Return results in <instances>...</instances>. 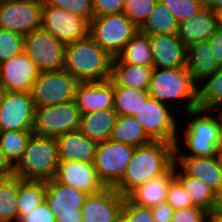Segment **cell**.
<instances>
[{"mask_svg":"<svg viewBox=\"0 0 222 222\" xmlns=\"http://www.w3.org/2000/svg\"><path fill=\"white\" fill-rule=\"evenodd\" d=\"M87 196L85 192L61 184L54 178L46 181L45 201L56 220L82 221L81 208Z\"/></svg>","mask_w":222,"mask_h":222,"instance_id":"cell-15","label":"cell"},{"mask_svg":"<svg viewBox=\"0 0 222 222\" xmlns=\"http://www.w3.org/2000/svg\"><path fill=\"white\" fill-rule=\"evenodd\" d=\"M171 108L175 110L173 111ZM176 111H178L176 108L161 103L149 96L132 116L139 122L152 141H164L175 144L178 135L179 138L181 137L179 132L181 130H178L181 129L178 126L181 122L179 117L181 113L178 112L177 115Z\"/></svg>","mask_w":222,"mask_h":222,"instance_id":"cell-6","label":"cell"},{"mask_svg":"<svg viewBox=\"0 0 222 222\" xmlns=\"http://www.w3.org/2000/svg\"><path fill=\"white\" fill-rule=\"evenodd\" d=\"M217 155L222 154V111L218 110V137L216 142Z\"/></svg>","mask_w":222,"mask_h":222,"instance_id":"cell-49","label":"cell"},{"mask_svg":"<svg viewBox=\"0 0 222 222\" xmlns=\"http://www.w3.org/2000/svg\"><path fill=\"white\" fill-rule=\"evenodd\" d=\"M157 0H125L123 13L140 29Z\"/></svg>","mask_w":222,"mask_h":222,"instance_id":"cell-38","label":"cell"},{"mask_svg":"<svg viewBox=\"0 0 222 222\" xmlns=\"http://www.w3.org/2000/svg\"><path fill=\"white\" fill-rule=\"evenodd\" d=\"M117 58L130 65L153 66L149 36L138 31Z\"/></svg>","mask_w":222,"mask_h":222,"instance_id":"cell-33","label":"cell"},{"mask_svg":"<svg viewBox=\"0 0 222 222\" xmlns=\"http://www.w3.org/2000/svg\"><path fill=\"white\" fill-rule=\"evenodd\" d=\"M56 222H82V221H75V220H56Z\"/></svg>","mask_w":222,"mask_h":222,"instance_id":"cell-54","label":"cell"},{"mask_svg":"<svg viewBox=\"0 0 222 222\" xmlns=\"http://www.w3.org/2000/svg\"><path fill=\"white\" fill-rule=\"evenodd\" d=\"M184 114H186V116L187 114L189 115L186 119H189L190 116L193 117L184 123L187 125L184 128L185 130L181 131L183 132L184 145H182V139H179V137L174 144L175 157L217 156L218 110L195 108ZM181 145L188 150L189 153L184 150V148H181Z\"/></svg>","mask_w":222,"mask_h":222,"instance_id":"cell-3","label":"cell"},{"mask_svg":"<svg viewBox=\"0 0 222 222\" xmlns=\"http://www.w3.org/2000/svg\"><path fill=\"white\" fill-rule=\"evenodd\" d=\"M74 101L81 114L113 108L114 86L106 81L79 82L76 86Z\"/></svg>","mask_w":222,"mask_h":222,"instance_id":"cell-19","label":"cell"},{"mask_svg":"<svg viewBox=\"0 0 222 222\" xmlns=\"http://www.w3.org/2000/svg\"><path fill=\"white\" fill-rule=\"evenodd\" d=\"M218 208L222 211V195L219 197V205Z\"/></svg>","mask_w":222,"mask_h":222,"instance_id":"cell-53","label":"cell"},{"mask_svg":"<svg viewBox=\"0 0 222 222\" xmlns=\"http://www.w3.org/2000/svg\"><path fill=\"white\" fill-rule=\"evenodd\" d=\"M134 148L110 139L98 143L93 164L105 187H114L122 179Z\"/></svg>","mask_w":222,"mask_h":222,"instance_id":"cell-10","label":"cell"},{"mask_svg":"<svg viewBox=\"0 0 222 222\" xmlns=\"http://www.w3.org/2000/svg\"><path fill=\"white\" fill-rule=\"evenodd\" d=\"M59 161L94 163L98 143L87 138L79 130L56 138Z\"/></svg>","mask_w":222,"mask_h":222,"instance_id":"cell-23","label":"cell"},{"mask_svg":"<svg viewBox=\"0 0 222 222\" xmlns=\"http://www.w3.org/2000/svg\"><path fill=\"white\" fill-rule=\"evenodd\" d=\"M205 6L211 8L213 11L222 13V0H204Z\"/></svg>","mask_w":222,"mask_h":222,"instance_id":"cell-51","label":"cell"},{"mask_svg":"<svg viewBox=\"0 0 222 222\" xmlns=\"http://www.w3.org/2000/svg\"><path fill=\"white\" fill-rule=\"evenodd\" d=\"M47 5L64 9L85 18L89 23L94 16L92 0H43Z\"/></svg>","mask_w":222,"mask_h":222,"instance_id":"cell-40","label":"cell"},{"mask_svg":"<svg viewBox=\"0 0 222 222\" xmlns=\"http://www.w3.org/2000/svg\"><path fill=\"white\" fill-rule=\"evenodd\" d=\"M154 66L130 65L113 57L111 78L113 86L148 90Z\"/></svg>","mask_w":222,"mask_h":222,"instance_id":"cell-25","label":"cell"},{"mask_svg":"<svg viewBox=\"0 0 222 222\" xmlns=\"http://www.w3.org/2000/svg\"><path fill=\"white\" fill-rule=\"evenodd\" d=\"M174 148V144L164 141L135 147L125 174L113 188L126 197L142 183L165 174L175 163Z\"/></svg>","mask_w":222,"mask_h":222,"instance_id":"cell-1","label":"cell"},{"mask_svg":"<svg viewBox=\"0 0 222 222\" xmlns=\"http://www.w3.org/2000/svg\"><path fill=\"white\" fill-rule=\"evenodd\" d=\"M35 109L30 93L5 91L0 103V132L32 131Z\"/></svg>","mask_w":222,"mask_h":222,"instance_id":"cell-14","label":"cell"},{"mask_svg":"<svg viewBox=\"0 0 222 222\" xmlns=\"http://www.w3.org/2000/svg\"><path fill=\"white\" fill-rule=\"evenodd\" d=\"M207 212L197 207H186L174 211L171 222H206Z\"/></svg>","mask_w":222,"mask_h":222,"instance_id":"cell-43","label":"cell"},{"mask_svg":"<svg viewBox=\"0 0 222 222\" xmlns=\"http://www.w3.org/2000/svg\"><path fill=\"white\" fill-rule=\"evenodd\" d=\"M43 0L0 1V29L23 36L41 28Z\"/></svg>","mask_w":222,"mask_h":222,"instance_id":"cell-11","label":"cell"},{"mask_svg":"<svg viewBox=\"0 0 222 222\" xmlns=\"http://www.w3.org/2000/svg\"><path fill=\"white\" fill-rule=\"evenodd\" d=\"M81 115L74 100L36 108L32 132L56 139L65 133L79 130Z\"/></svg>","mask_w":222,"mask_h":222,"instance_id":"cell-9","label":"cell"},{"mask_svg":"<svg viewBox=\"0 0 222 222\" xmlns=\"http://www.w3.org/2000/svg\"><path fill=\"white\" fill-rule=\"evenodd\" d=\"M94 16L123 13L125 0H92Z\"/></svg>","mask_w":222,"mask_h":222,"instance_id":"cell-44","label":"cell"},{"mask_svg":"<svg viewBox=\"0 0 222 222\" xmlns=\"http://www.w3.org/2000/svg\"><path fill=\"white\" fill-rule=\"evenodd\" d=\"M46 181L18 178L17 208L19 220L45 201Z\"/></svg>","mask_w":222,"mask_h":222,"instance_id":"cell-32","label":"cell"},{"mask_svg":"<svg viewBox=\"0 0 222 222\" xmlns=\"http://www.w3.org/2000/svg\"><path fill=\"white\" fill-rule=\"evenodd\" d=\"M117 116L114 108L82 114L79 131L97 143L104 142L109 140Z\"/></svg>","mask_w":222,"mask_h":222,"instance_id":"cell-28","label":"cell"},{"mask_svg":"<svg viewBox=\"0 0 222 222\" xmlns=\"http://www.w3.org/2000/svg\"><path fill=\"white\" fill-rule=\"evenodd\" d=\"M18 222H56V218L47 202L44 201L31 212L24 215Z\"/></svg>","mask_w":222,"mask_h":222,"instance_id":"cell-45","label":"cell"},{"mask_svg":"<svg viewBox=\"0 0 222 222\" xmlns=\"http://www.w3.org/2000/svg\"><path fill=\"white\" fill-rule=\"evenodd\" d=\"M58 164L56 139L32 133L13 175L21 180L48 181L55 177Z\"/></svg>","mask_w":222,"mask_h":222,"instance_id":"cell-5","label":"cell"},{"mask_svg":"<svg viewBox=\"0 0 222 222\" xmlns=\"http://www.w3.org/2000/svg\"><path fill=\"white\" fill-rule=\"evenodd\" d=\"M117 222H128L122 215L118 218Z\"/></svg>","mask_w":222,"mask_h":222,"instance_id":"cell-55","label":"cell"},{"mask_svg":"<svg viewBox=\"0 0 222 222\" xmlns=\"http://www.w3.org/2000/svg\"><path fill=\"white\" fill-rule=\"evenodd\" d=\"M121 215L128 222H155L151 208L134 204L127 197L124 198Z\"/></svg>","mask_w":222,"mask_h":222,"instance_id":"cell-41","label":"cell"},{"mask_svg":"<svg viewBox=\"0 0 222 222\" xmlns=\"http://www.w3.org/2000/svg\"><path fill=\"white\" fill-rule=\"evenodd\" d=\"M4 93H5V89L2 86V84L0 83V103L2 102V98L4 96Z\"/></svg>","mask_w":222,"mask_h":222,"instance_id":"cell-52","label":"cell"},{"mask_svg":"<svg viewBox=\"0 0 222 222\" xmlns=\"http://www.w3.org/2000/svg\"><path fill=\"white\" fill-rule=\"evenodd\" d=\"M154 68H182L187 63V47L177 34L149 36Z\"/></svg>","mask_w":222,"mask_h":222,"instance_id":"cell-21","label":"cell"},{"mask_svg":"<svg viewBox=\"0 0 222 222\" xmlns=\"http://www.w3.org/2000/svg\"><path fill=\"white\" fill-rule=\"evenodd\" d=\"M109 139L134 147L146 145L152 141L139 122L130 115L117 116Z\"/></svg>","mask_w":222,"mask_h":222,"instance_id":"cell-29","label":"cell"},{"mask_svg":"<svg viewBox=\"0 0 222 222\" xmlns=\"http://www.w3.org/2000/svg\"><path fill=\"white\" fill-rule=\"evenodd\" d=\"M219 67L208 41L197 42L187 47L186 68L197 84L212 75Z\"/></svg>","mask_w":222,"mask_h":222,"instance_id":"cell-26","label":"cell"},{"mask_svg":"<svg viewBox=\"0 0 222 222\" xmlns=\"http://www.w3.org/2000/svg\"><path fill=\"white\" fill-rule=\"evenodd\" d=\"M172 13L178 23L194 17L205 6L204 0H159Z\"/></svg>","mask_w":222,"mask_h":222,"instance_id":"cell-37","label":"cell"},{"mask_svg":"<svg viewBox=\"0 0 222 222\" xmlns=\"http://www.w3.org/2000/svg\"><path fill=\"white\" fill-rule=\"evenodd\" d=\"M151 211L155 222H171L175 210L165 201L152 207Z\"/></svg>","mask_w":222,"mask_h":222,"instance_id":"cell-46","label":"cell"},{"mask_svg":"<svg viewBox=\"0 0 222 222\" xmlns=\"http://www.w3.org/2000/svg\"><path fill=\"white\" fill-rule=\"evenodd\" d=\"M78 83L63 68L39 72L38 78L30 91L35 108L73 101Z\"/></svg>","mask_w":222,"mask_h":222,"instance_id":"cell-8","label":"cell"},{"mask_svg":"<svg viewBox=\"0 0 222 222\" xmlns=\"http://www.w3.org/2000/svg\"><path fill=\"white\" fill-rule=\"evenodd\" d=\"M18 178L14 175L0 179V222H18Z\"/></svg>","mask_w":222,"mask_h":222,"instance_id":"cell-34","label":"cell"},{"mask_svg":"<svg viewBox=\"0 0 222 222\" xmlns=\"http://www.w3.org/2000/svg\"><path fill=\"white\" fill-rule=\"evenodd\" d=\"M0 175L3 177L13 175V166L6 159L3 150L0 147Z\"/></svg>","mask_w":222,"mask_h":222,"instance_id":"cell-48","label":"cell"},{"mask_svg":"<svg viewBox=\"0 0 222 222\" xmlns=\"http://www.w3.org/2000/svg\"><path fill=\"white\" fill-rule=\"evenodd\" d=\"M208 43L219 65H222V24L209 37Z\"/></svg>","mask_w":222,"mask_h":222,"instance_id":"cell-47","label":"cell"},{"mask_svg":"<svg viewBox=\"0 0 222 222\" xmlns=\"http://www.w3.org/2000/svg\"><path fill=\"white\" fill-rule=\"evenodd\" d=\"M39 72L36 64L22 52L0 63V83L5 91L30 93Z\"/></svg>","mask_w":222,"mask_h":222,"instance_id":"cell-16","label":"cell"},{"mask_svg":"<svg viewBox=\"0 0 222 222\" xmlns=\"http://www.w3.org/2000/svg\"><path fill=\"white\" fill-rule=\"evenodd\" d=\"M175 164L187 176L203 181L219 197L222 195V169L217 156L175 157Z\"/></svg>","mask_w":222,"mask_h":222,"instance_id":"cell-22","label":"cell"},{"mask_svg":"<svg viewBox=\"0 0 222 222\" xmlns=\"http://www.w3.org/2000/svg\"><path fill=\"white\" fill-rule=\"evenodd\" d=\"M32 133V131L0 132V147L13 167L20 160Z\"/></svg>","mask_w":222,"mask_h":222,"instance_id":"cell-36","label":"cell"},{"mask_svg":"<svg viewBox=\"0 0 222 222\" xmlns=\"http://www.w3.org/2000/svg\"><path fill=\"white\" fill-rule=\"evenodd\" d=\"M174 178L182 185L194 207L207 213L219 205V196L203 181L187 176L174 163Z\"/></svg>","mask_w":222,"mask_h":222,"instance_id":"cell-27","label":"cell"},{"mask_svg":"<svg viewBox=\"0 0 222 222\" xmlns=\"http://www.w3.org/2000/svg\"><path fill=\"white\" fill-rule=\"evenodd\" d=\"M179 23L169 9L157 0L154 9L139 31L148 36L177 34Z\"/></svg>","mask_w":222,"mask_h":222,"instance_id":"cell-31","label":"cell"},{"mask_svg":"<svg viewBox=\"0 0 222 222\" xmlns=\"http://www.w3.org/2000/svg\"><path fill=\"white\" fill-rule=\"evenodd\" d=\"M221 25V15L204 6L188 20L179 23L178 39L188 47L197 42H206Z\"/></svg>","mask_w":222,"mask_h":222,"instance_id":"cell-20","label":"cell"},{"mask_svg":"<svg viewBox=\"0 0 222 222\" xmlns=\"http://www.w3.org/2000/svg\"><path fill=\"white\" fill-rule=\"evenodd\" d=\"M23 52L40 72L58 70L64 66L65 44L42 28L24 36Z\"/></svg>","mask_w":222,"mask_h":222,"instance_id":"cell-12","label":"cell"},{"mask_svg":"<svg viewBox=\"0 0 222 222\" xmlns=\"http://www.w3.org/2000/svg\"><path fill=\"white\" fill-rule=\"evenodd\" d=\"M197 85L186 67L154 68L148 93L161 103L171 104V107L174 101L187 102L182 110L185 113L197 108Z\"/></svg>","mask_w":222,"mask_h":222,"instance_id":"cell-4","label":"cell"},{"mask_svg":"<svg viewBox=\"0 0 222 222\" xmlns=\"http://www.w3.org/2000/svg\"><path fill=\"white\" fill-rule=\"evenodd\" d=\"M41 28L66 45L88 37L90 23L85 18L43 1Z\"/></svg>","mask_w":222,"mask_h":222,"instance_id":"cell-13","label":"cell"},{"mask_svg":"<svg viewBox=\"0 0 222 222\" xmlns=\"http://www.w3.org/2000/svg\"><path fill=\"white\" fill-rule=\"evenodd\" d=\"M174 179L173 165L165 174L142 183L126 197L134 204L152 208L166 201L169 185Z\"/></svg>","mask_w":222,"mask_h":222,"instance_id":"cell-24","label":"cell"},{"mask_svg":"<svg viewBox=\"0 0 222 222\" xmlns=\"http://www.w3.org/2000/svg\"><path fill=\"white\" fill-rule=\"evenodd\" d=\"M206 222H222V211L217 207L206 215Z\"/></svg>","mask_w":222,"mask_h":222,"instance_id":"cell-50","label":"cell"},{"mask_svg":"<svg viewBox=\"0 0 222 222\" xmlns=\"http://www.w3.org/2000/svg\"><path fill=\"white\" fill-rule=\"evenodd\" d=\"M197 108L222 110V65L212 75L198 83Z\"/></svg>","mask_w":222,"mask_h":222,"instance_id":"cell-30","label":"cell"},{"mask_svg":"<svg viewBox=\"0 0 222 222\" xmlns=\"http://www.w3.org/2000/svg\"><path fill=\"white\" fill-rule=\"evenodd\" d=\"M221 169H222V154L217 155Z\"/></svg>","mask_w":222,"mask_h":222,"instance_id":"cell-56","label":"cell"},{"mask_svg":"<svg viewBox=\"0 0 222 222\" xmlns=\"http://www.w3.org/2000/svg\"><path fill=\"white\" fill-rule=\"evenodd\" d=\"M148 97V90L114 86L113 108L118 116H132Z\"/></svg>","mask_w":222,"mask_h":222,"instance_id":"cell-35","label":"cell"},{"mask_svg":"<svg viewBox=\"0 0 222 222\" xmlns=\"http://www.w3.org/2000/svg\"><path fill=\"white\" fill-rule=\"evenodd\" d=\"M139 28L124 14L93 16L89 36L112 57H117Z\"/></svg>","mask_w":222,"mask_h":222,"instance_id":"cell-7","label":"cell"},{"mask_svg":"<svg viewBox=\"0 0 222 222\" xmlns=\"http://www.w3.org/2000/svg\"><path fill=\"white\" fill-rule=\"evenodd\" d=\"M113 57L90 36L65 45L63 69L78 82L111 78Z\"/></svg>","mask_w":222,"mask_h":222,"instance_id":"cell-2","label":"cell"},{"mask_svg":"<svg viewBox=\"0 0 222 222\" xmlns=\"http://www.w3.org/2000/svg\"><path fill=\"white\" fill-rule=\"evenodd\" d=\"M54 179L61 184L77 188L88 195L99 193L106 188L98 179L93 163L59 161Z\"/></svg>","mask_w":222,"mask_h":222,"instance_id":"cell-18","label":"cell"},{"mask_svg":"<svg viewBox=\"0 0 222 222\" xmlns=\"http://www.w3.org/2000/svg\"><path fill=\"white\" fill-rule=\"evenodd\" d=\"M124 198L113 187L88 195L81 208L82 222H117L122 213Z\"/></svg>","mask_w":222,"mask_h":222,"instance_id":"cell-17","label":"cell"},{"mask_svg":"<svg viewBox=\"0 0 222 222\" xmlns=\"http://www.w3.org/2000/svg\"><path fill=\"white\" fill-rule=\"evenodd\" d=\"M166 201L174 210L193 206L182 185L176 179L169 185Z\"/></svg>","mask_w":222,"mask_h":222,"instance_id":"cell-42","label":"cell"},{"mask_svg":"<svg viewBox=\"0 0 222 222\" xmlns=\"http://www.w3.org/2000/svg\"><path fill=\"white\" fill-rule=\"evenodd\" d=\"M24 36L9 30L0 29V63L23 52Z\"/></svg>","mask_w":222,"mask_h":222,"instance_id":"cell-39","label":"cell"}]
</instances>
